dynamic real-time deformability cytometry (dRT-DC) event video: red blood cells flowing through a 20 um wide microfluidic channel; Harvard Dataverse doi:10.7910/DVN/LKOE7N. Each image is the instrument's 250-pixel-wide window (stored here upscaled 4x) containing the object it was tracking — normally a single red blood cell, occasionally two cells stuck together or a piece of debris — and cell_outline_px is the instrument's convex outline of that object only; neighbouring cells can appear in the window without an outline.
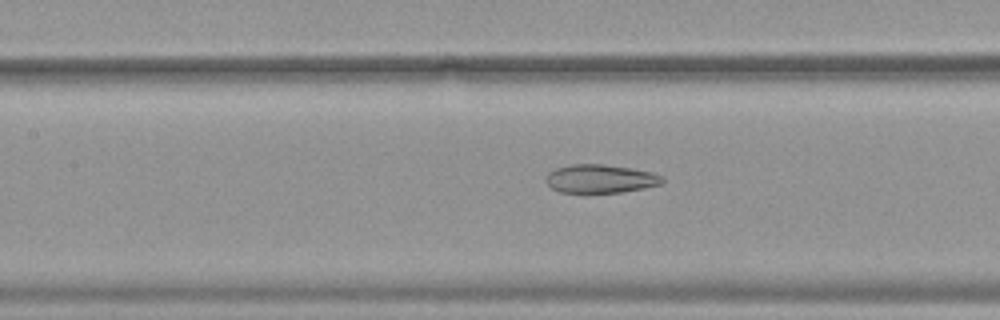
{"species": "common noctule bat (a hibernating species)", "species_latin": "Nyctalus noctula", "temperature_condition": "warm", "stored_images_in_passage": 53, "camera_frame_rate_fps": 3000, "um_per_image_px": 0.085, "animal": {"sex": "female", "body_mass_g": 19.9}, "frame": {"image": 1, "passage_image": 24, "time_ms": 7.667, "image_size_px": [1000, 320], "cell_outline_px": [[664, 180], [660, 184], [644, 188], [620, 192], [560, 192], [552, 188], [544, 180], [544, 176], [548, 172], [556, 168], [572, 164], [604, 164], [632, 168], [652, 172], [664, 176]], "centroid_in_image_um": [51.02, 15.18], "position_along_channel_um": 156.4, "area_um2": 19.36}}
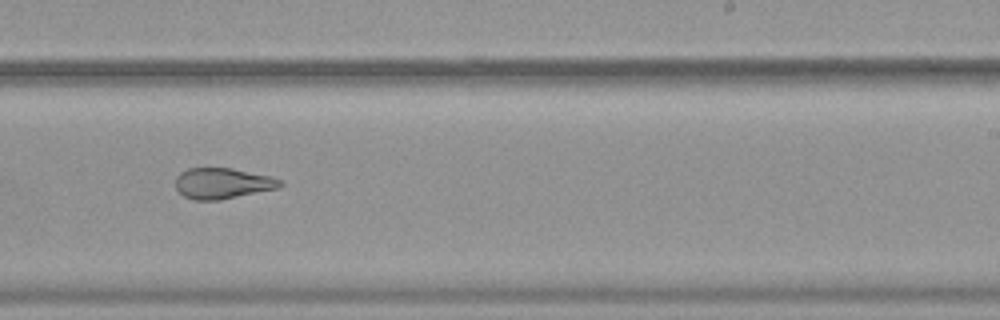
{"frame": {"image": 2, "passage_image": 33, "time_ms": 10.667, "image_size_px": [1000, 320], "cell_outline_px": [[284, 184], [276, 188], [220, 200], [196, 200], [184, 196], [176, 188], [176, 176], [180, 172], [188, 168], [232, 168], [268, 176], [284, 180]], "centroid_in_image_um": [18.9, 15.58], "position_along_channel_um": 270.1, "area_um2": 18.61}}
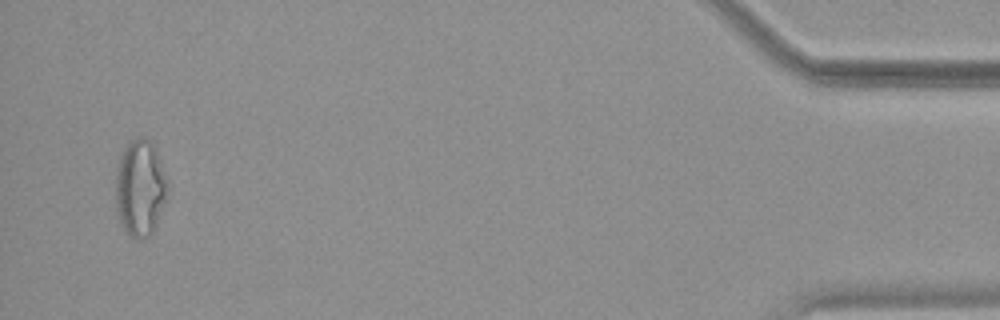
{"frame": {"image": 3, "passage_image": 51, "time_ms": 16.667, "image_size_px": [1000, 320], "cell_outline_px": [[168, 192], [156, 224], [152, 232], [148, 236], [136, 240], [128, 236], [120, 224], [116, 208], [116, 168], [120, 152], [128, 140], [136, 136], [144, 136], [152, 140], [156, 148], [168, 180]], "centroid_in_image_um": [11.9, 15.91], "position_along_channel_um": 423.3, "area_um2": 30.06}, "authors_computed_cell_mechanics": {"area_um2": 24.854, "velocity_mm_per_s": 3.8157, "shape_relaxation_time_tau1_ms": null, "shape_relaxation_time_tau2_ms": 2.475, "deformation_change_tau1": null, "deformation_change_tau2": 0.1151}}